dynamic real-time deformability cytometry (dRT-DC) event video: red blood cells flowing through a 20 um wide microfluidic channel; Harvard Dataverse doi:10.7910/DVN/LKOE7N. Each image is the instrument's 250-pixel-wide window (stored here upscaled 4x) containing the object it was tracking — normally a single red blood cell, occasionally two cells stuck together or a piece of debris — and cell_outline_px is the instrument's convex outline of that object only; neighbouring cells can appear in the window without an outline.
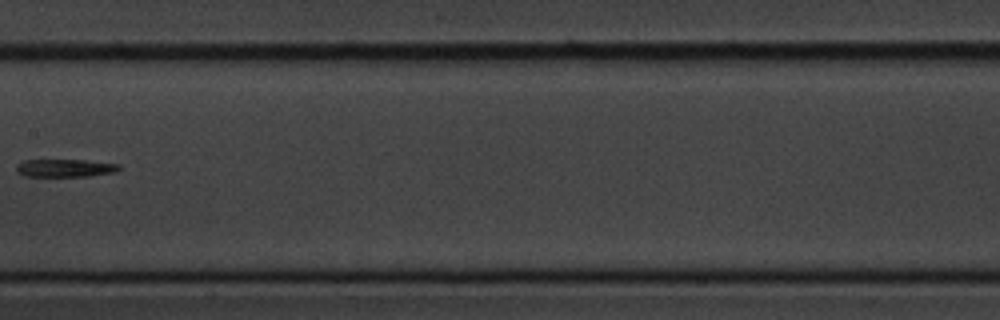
{"species": "common noctule bat (a hibernating species)", "species_latin": "Nyctalus noctula", "temperature_condition": "cold", "stored_images_in_passage": 13, "camera_frame_rate_fps": 3000, "um_per_image_px": 0.085, "animal": {"sex": "male", "body_mass_g": 20.1, "forearm_length_mm": 53.5}, "frame": {"image": 1, "passage_image": 6, "time_ms": 7.0, "image_size_px": [1000, 320], "cell_outline_px": [[120, 168], [116, 172], [88, 176], [24, 176], [16, 172], [16, 164], [24, 160], [84, 160], [120, 164]], "centroid_in_image_um": [5.51, 14.28], "position_along_channel_um": 201.9, "area_um2": 10.69}}
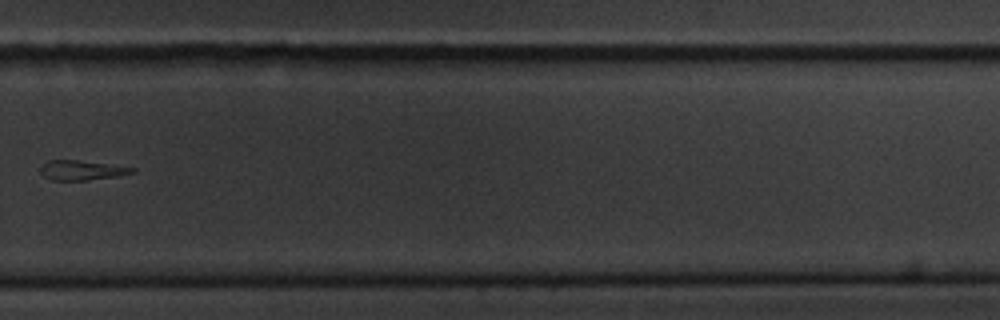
{"frame": {"image": 2, "passage_image": 9, "time_ms": 10.333, "image_size_px": [1000, 320], "cell_outline_px": [[136, 172], [116, 176], [88, 180], [52, 180], [44, 176], [40, 172], [40, 168], [48, 160], [76, 160], [108, 164], [136, 168]], "centroid_in_image_um": [6.94, 14.47], "position_along_channel_um": 322.9, "area_um2": 10.4}}
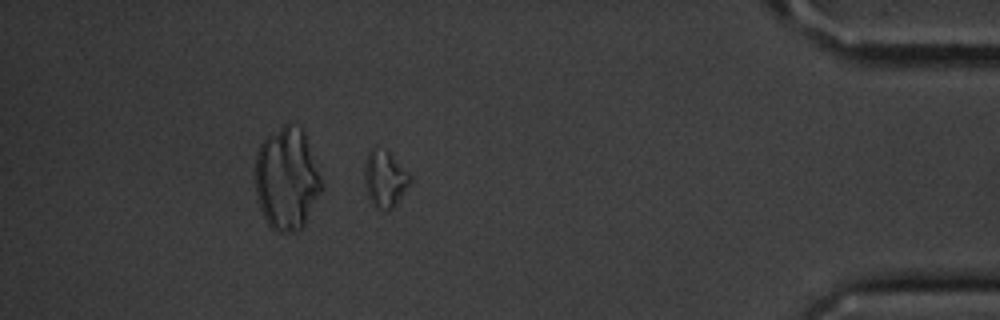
{"frame": {"image": 3, "passage_image": 12, "time_ms": 13.667, "image_size_px": [1000, 320], "cell_outline_px": [[412, 180], [392, 208], [376, 208], [372, 204], [368, 196], [364, 184], [364, 168], [368, 152], [376, 144], [388, 152], [412, 176]], "centroid_in_image_um": [32.68, 15.15], "position_along_channel_um": 402.5, "area_um2": 14.85}, "authors_computed_cell_mechanics": {"area_um2": 11.4444, "velocity_mm_per_s": 3.6422, "shape_relaxation_time_tau1_ms": 4.2081, "shape_relaxation_time_tau2_ms": null, "deformation_change_tau1": 0.2766, "deformation_change_tau2": null}}